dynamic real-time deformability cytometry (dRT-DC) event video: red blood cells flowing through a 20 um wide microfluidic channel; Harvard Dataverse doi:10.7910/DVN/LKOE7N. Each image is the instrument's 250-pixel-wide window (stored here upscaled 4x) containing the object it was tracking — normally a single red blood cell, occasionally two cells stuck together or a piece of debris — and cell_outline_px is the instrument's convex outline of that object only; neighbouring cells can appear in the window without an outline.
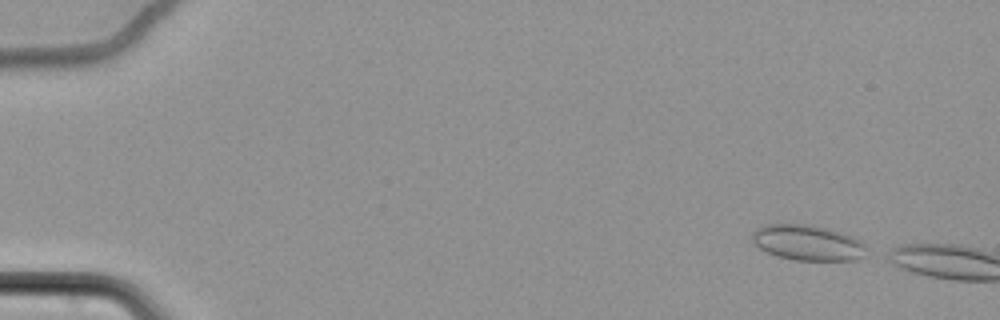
{"species": "common noctule bat (a hibernating species)", "species_latin": "Nyctalus noctula", "temperature_condition": "cold", "stored_images_in_passage": 6, "camera_frame_rate_fps": 3000, "um_per_image_px": 0.085, "animal": {"sex": "female", "body_mass_g": 22.7, "forearm_length_mm": 54.2}, "frame": {"image": 1, "passage_image": 2, "time_ms": 0.333, "image_size_px": [1000, 320], "cell_outline_px": [[868, 248], [864, 256], [856, 260], [792, 260], [776, 256], [760, 248], [752, 240], [752, 232], [756, 228], [764, 224], [812, 224], [840, 232], [852, 236], [860, 240]], "centroid_in_image_um": [68.65, 20.63], "position_along_channel_um": 16.3, "area_um2": 23.81}}